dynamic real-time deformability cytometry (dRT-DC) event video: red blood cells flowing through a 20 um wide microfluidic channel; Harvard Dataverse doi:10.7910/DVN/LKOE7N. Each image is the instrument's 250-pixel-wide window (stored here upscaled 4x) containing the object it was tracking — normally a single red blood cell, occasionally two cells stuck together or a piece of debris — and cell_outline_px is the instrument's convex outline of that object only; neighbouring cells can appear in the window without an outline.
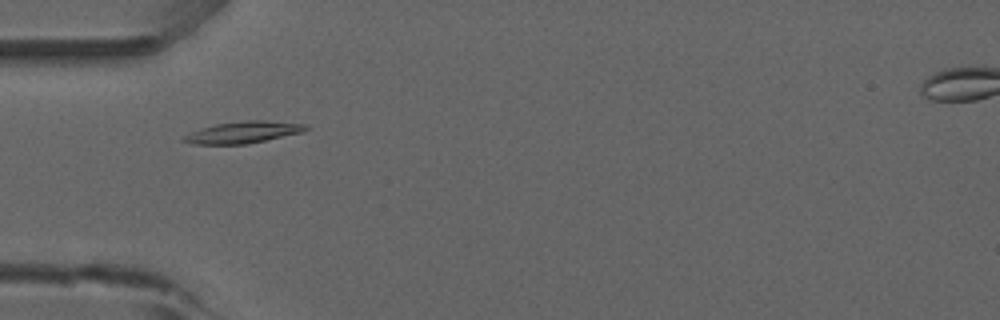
{"species": "common noctule bat (a hibernating species)", "species_latin": "Nyctalus noctula", "temperature_condition": "room temperature", "stored_images_in_passage": 48, "camera_frame_rate_fps": 3000, "um_per_image_px": 0.085, "animal": {"sex": "male", "forearm_length_mm": 52.5}, "frame": {"image": 1, "passage_image": 12, "time_ms": 3.667, "image_size_px": [1000, 320], "cell_outline_px": [[308, 128], [304, 132], [248, 144], [192, 144], [180, 140], [184, 136], [192, 132], [216, 124], [248, 120], [264, 120], [308, 124]], "centroid_in_image_um": [20.73, 11.25], "position_along_channel_um": 64.3, "area_um2": 15.37}}
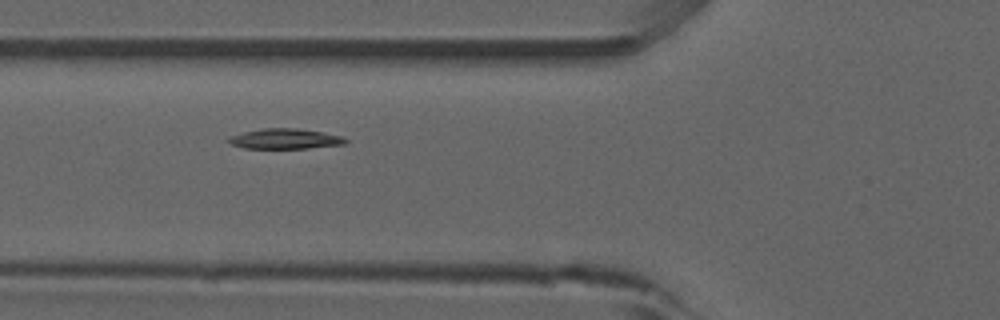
{"frame": {"image": 2, "passage_image": 15, "time_ms": 4.667, "image_size_px": [1000, 320], "cell_outline_px": [[348, 140], [344, 144], [308, 148], [244, 148], [232, 144], [228, 140], [228, 136], [244, 132], [264, 128], [296, 128], [344, 136]], "centroid_in_image_um": [24.24, 11.8], "position_along_channel_um": 101.6, "area_um2": 13.64}}
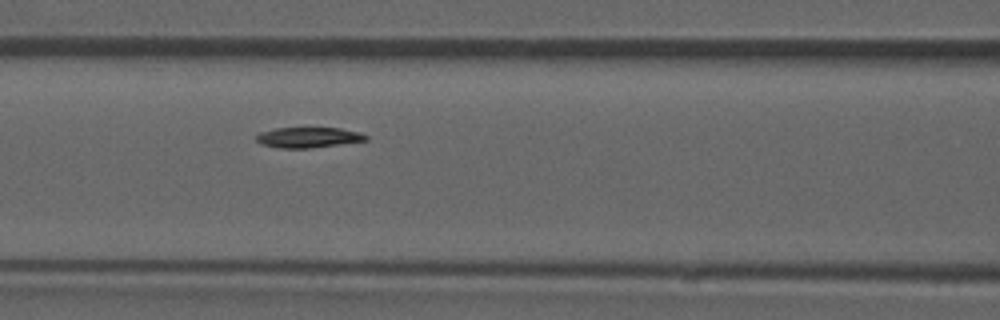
{"frame": {"image": 3, "passage_image": 18, "time_ms": 5.667, "image_size_px": [1000, 320], "cell_outline_px": [[368, 140], [308, 148], [280, 148], [264, 144], [256, 140], [256, 136], [260, 132], [276, 128], [340, 128], [360, 132], [368, 136]], "centroid_in_image_um": [26.23, 11.67], "position_along_channel_um": 140.4, "area_um2": 12.83}}